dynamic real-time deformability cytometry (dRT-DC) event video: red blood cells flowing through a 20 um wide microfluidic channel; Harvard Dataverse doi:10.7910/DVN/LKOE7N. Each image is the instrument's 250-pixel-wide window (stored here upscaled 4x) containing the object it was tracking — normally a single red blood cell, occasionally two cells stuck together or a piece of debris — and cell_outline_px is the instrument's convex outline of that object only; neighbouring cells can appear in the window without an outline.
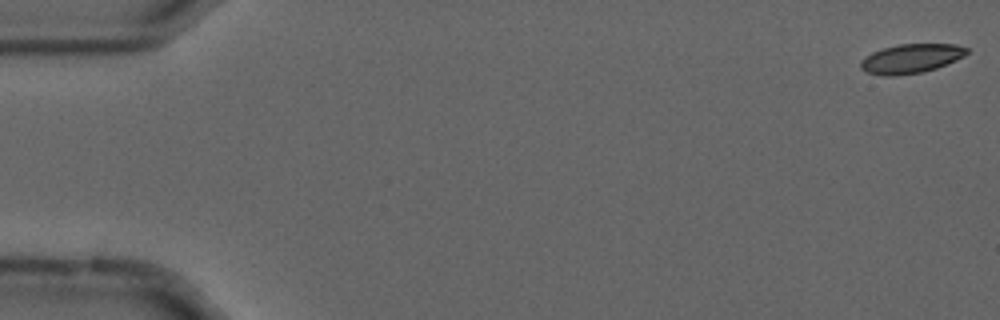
{"species": "common noctule bat (a hibernating species)", "species_latin": "Nyctalus noctula", "temperature_condition": "cold", "stored_images_in_passage": 53, "camera_frame_rate_fps": 3000, "um_per_image_px": 0.085, "animal": {"sex": "male", "forearm_length_mm": 52.5}, "frame": {"image": 1, "passage_image": 1, "time_ms": 0.0, "image_size_px": [1000, 320], "cell_outline_px": [[968, 52], [964, 56], [956, 60], [936, 68], [920, 72], [892, 76], [884, 76], [868, 72], [860, 68], [860, 60], [872, 52], [884, 48], [900, 44], [956, 44], [968, 48]], "centroid_in_image_um": [77.43, 4.97], "position_along_channel_um": 7.6, "area_um2": 17.92}}
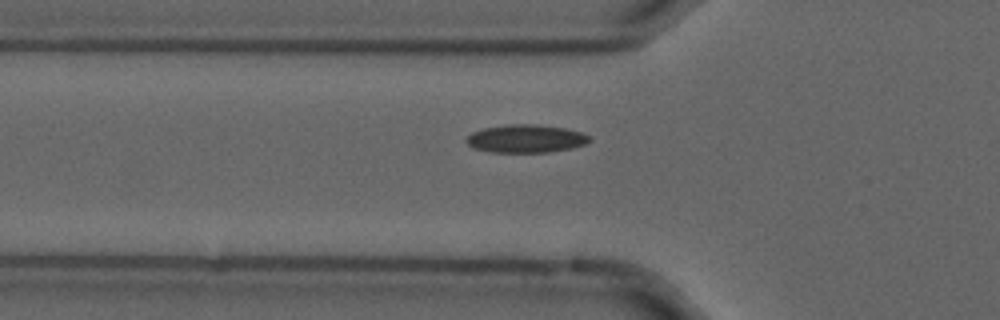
{"frame": {"image": 2, "passage_image": 19, "time_ms": 6.0, "image_size_px": [1000, 320], "cell_outline_px": [[592, 140], [584, 144], [572, 148], [548, 152], [488, 152], [472, 148], [464, 140], [472, 132], [484, 128], [508, 124], [536, 124], [564, 128], [580, 132], [588, 136]], "centroid_in_image_um": [44.66, 11.79], "position_along_channel_um": 81.1, "area_um2": 20.11}}
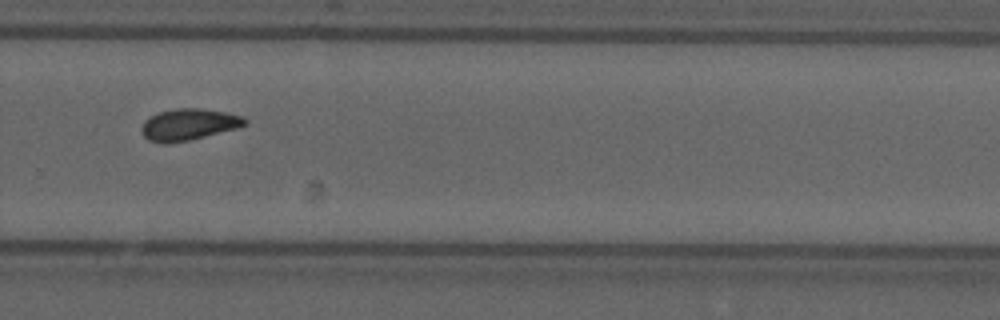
{"frame": {"image": 3, "passage_image": 38, "time_ms": 12.333, "image_size_px": [1000, 320], "cell_outline_px": [[248, 124], [236, 128], [188, 140], [164, 144], [148, 140], [140, 132], [140, 128], [144, 120], [160, 112], [176, 108], [200, 108], [224, 112], [244, 116], [248, 120]], "centroid_in_image_um": [16.02, 10.58], "position_along_channel_um": 313.8, "area_um2": 18.9}}